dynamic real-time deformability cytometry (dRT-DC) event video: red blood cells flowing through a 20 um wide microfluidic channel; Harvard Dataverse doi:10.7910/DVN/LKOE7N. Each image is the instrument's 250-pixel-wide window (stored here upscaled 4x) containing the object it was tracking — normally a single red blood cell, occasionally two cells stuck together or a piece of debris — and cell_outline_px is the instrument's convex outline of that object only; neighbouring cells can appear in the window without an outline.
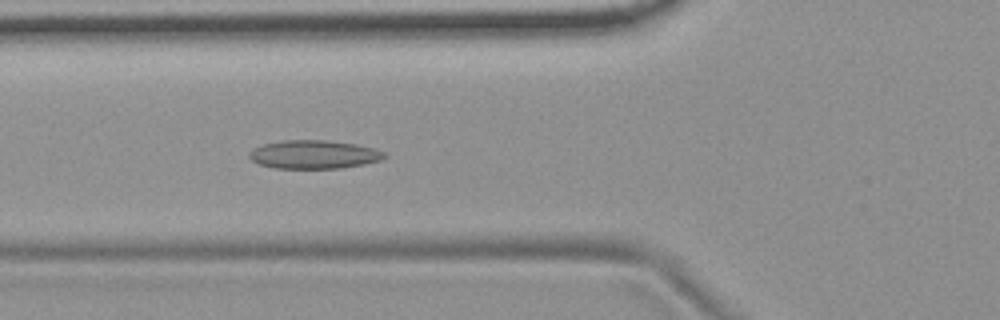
{"species": "common noctule bat (a hibernating species)", "species_latin": "Nyctalus noctula", "temperature_condition": "room temperature", "stored_images_in_passage": 53, "camera_frame_rate_fps": 3000, "um_per_image_px": 0.085, "animal": {"sex": "female", "body_mass_g": 19.9}, "frame": {"image": 1, "passage_image": 19, "time_ms": 6.0, "image_size_px": [1000, 320], "cell_outline_px": [[388, 156], [380, 160], [364, 164], [340, 168], [276, 168], [260, 164], [252, 160], [248, 156], [248, 152], [252, 148], [260, 144], [284, 140], [324, 140], [356, 144], [372, 148], [384, 152]], "centroid_in_image_um": [26.64, 13.12], "position_along_channel_um": 99.2, "area_um2": 22.43}}
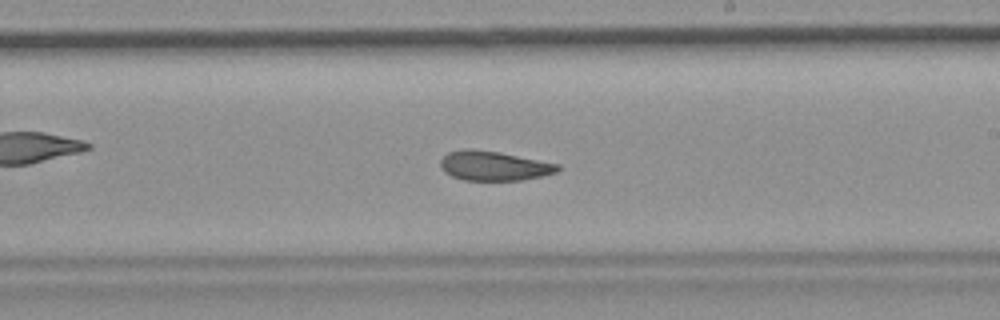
{"frame": {"image": 2, "passage_image": 31, "time_ms": 10.0, "image_size_px": [1000, 320], "cell_outline_px": [[560, 168], [556, 172], [540, 176], [520, 180], [464, 180], [452, 176], [444, 172], [440, 168], [440, 160], [448, 152], [464, 148], [472, 148], [500, 152], [560, 164]], "centroid_in_image_um": [41.94, 14.08], "position_along_channel_um": 247.1, "area_um2": 20.23}}
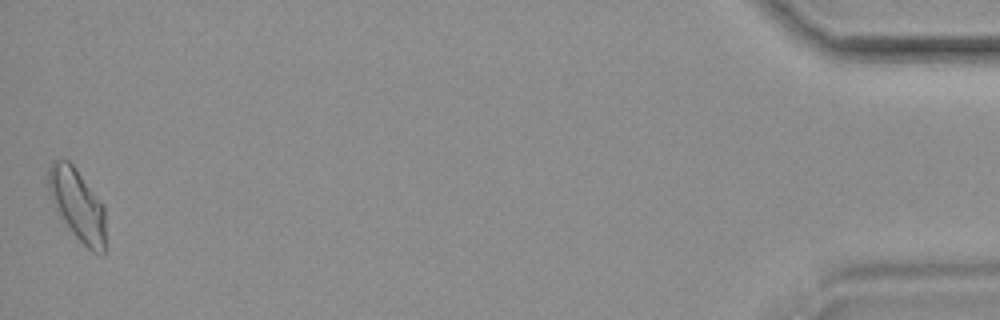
{"frame": {"image": 3, "passage_image": 53, "time_ms": 17.333, "image_size_px": [1000, 320], "cell_outline_px": [[104, 252], [100, 256], [92, 252], [76, 236], [56, 212], [48, 188], [48, 168], [52, 160], [68, 160], [72, 164], [104, 204]], "centroid_in_image_um": [6.57, 17.39], "position_along_channel_um": 428.6, "area_um2": 23.7}, "authors_computed_cell_mechanics": {"area_um2": 21.675, "velocity_mm_per_s": 3.7105, "shape_relaxation_time_tau1_ms": null, "shape_relaxation_time_tau2_ms": 3.0838, "deformation_change_tau1": null, "deformation_change_tau2": 0.1009}}